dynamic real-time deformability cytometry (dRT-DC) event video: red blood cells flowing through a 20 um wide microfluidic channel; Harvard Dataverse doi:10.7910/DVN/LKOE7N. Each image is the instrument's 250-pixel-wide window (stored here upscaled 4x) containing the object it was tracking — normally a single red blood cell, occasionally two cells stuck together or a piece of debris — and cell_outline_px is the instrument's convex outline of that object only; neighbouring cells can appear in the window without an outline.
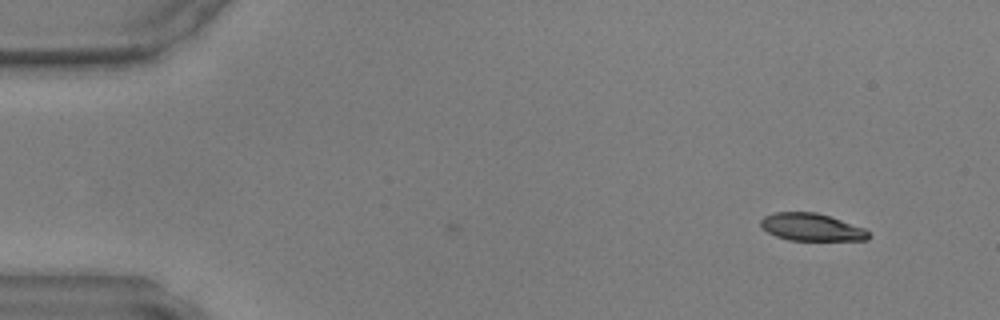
{"species": "common noctule bat (a hibernating species)", "species_latin": "Nyctalus noctula", "temperature_condition": "warm", "stored_images_in_passage": 4, "camera_frame_rate_fps": 3000, "um_per_image_px": 0.085, "animal": {"sex": "male", "body_mass_g": 17.9, "forearm_length_mm": 54.2}, "frame": {"image": 1, "passage_image": 4, "time_ms": 1.0, "image_size_px": [1000, 320], "cell_outline_px": [[872, 236], [868, 240], [788, 240], [776, 236], [768, 232], [760, 224], [760, 220], [764, 216], [776, 212], [816, 212], [864, 228]], "centroid_in_image_um": [68.98, 19.31], "position_along_channel_um": 16.0, "area_um2": 17.11}}